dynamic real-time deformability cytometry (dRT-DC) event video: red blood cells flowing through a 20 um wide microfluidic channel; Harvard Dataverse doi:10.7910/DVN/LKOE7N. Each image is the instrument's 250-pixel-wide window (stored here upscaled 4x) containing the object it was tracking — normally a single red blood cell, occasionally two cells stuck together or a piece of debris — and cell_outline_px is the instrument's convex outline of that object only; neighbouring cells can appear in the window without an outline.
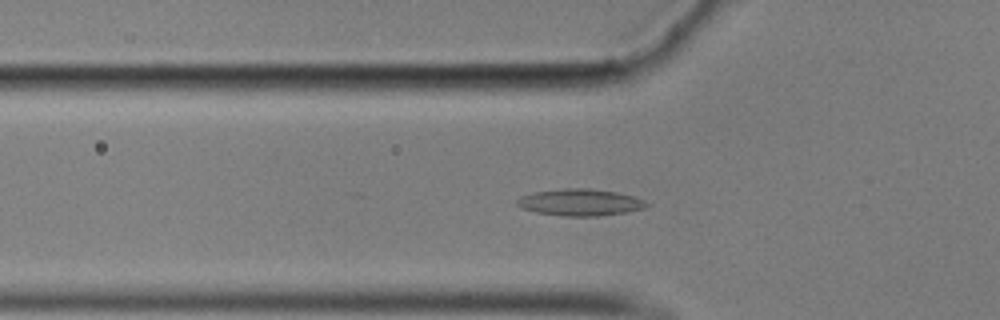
{"species": "common noctule bat (a hibernating species)", "species_latin": "Nyctalus noctula", "temperature_condition": "cold", "stored_images_in_passage": 58, "camera_frame_rate_fps": 3000, "um_per_image_px": 0.085, "animal": {"sex": "male", "body_mass_g": 17.9}, "frame": {"image": 1, "passage_image": 20, "time_ms": 6.333, "image_size_px": [1000, 320], "cell_outline_px": [[652, 204], [644, 208], [628, 212], [600, 216], [560, 216], [536, 212], [520, 208], [516, 204], [516, 200], [520, 196], [536, 192], [564, 188], [588, 188], [616, 192], [636, 196]], "centroid_in_image_um": [49.34, 17.2], "position_along_channel_um": 76.5, "area_um2": 20.46}}
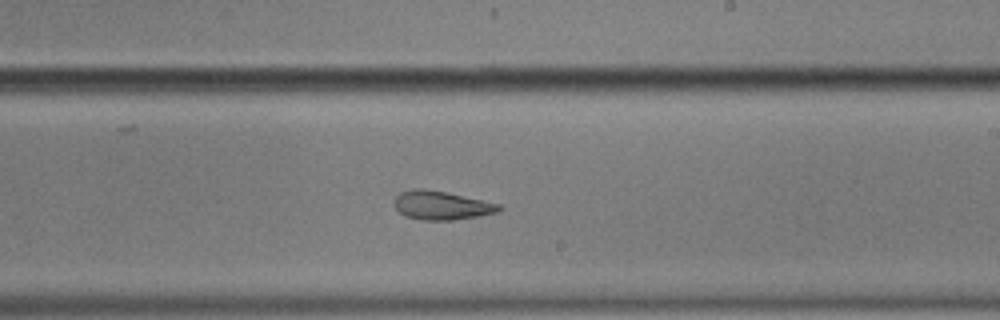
{"frame": {"image": 2, "passage_image": 35, "time_ms": 11.333, "image_size_px": [1000, 320], "cell_outline_px": [[504, 208], [500, 212], [480, 216], [452, 220], [420, 220], [404, 216], [392, 204], [392, 200], [400, 192], [412, 188], [424, 188], [444, 192], [500, 204]], "centroid_in_image_um": [37.5, 17.46], "position_along_channel_um": 251.5, "area_um2": 17.74}}
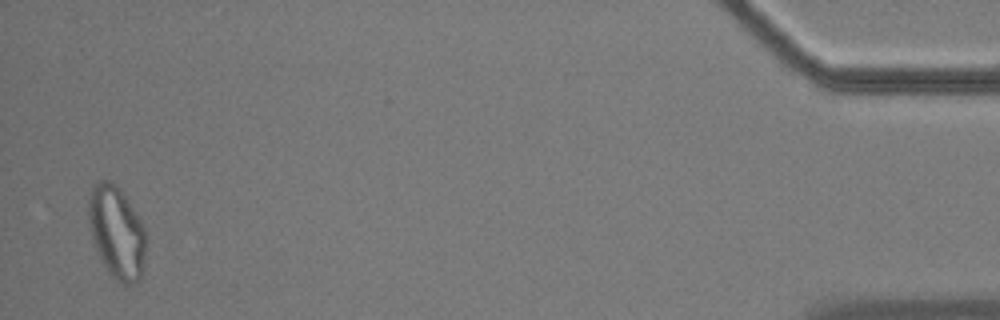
{"frame": {"image": 3, "passage_image": 57, "time_ms": 18.667, "image_size_px": [1000, 320], "cell_outline_px": [[148, 232], [144, 260], [140, 276], [136, 284], [120, 284], [112, 276], [104, 264], [92, 240], [88, 220], [88, 196], [92, 188], [100, 180], [112, 180], [116, 184]], "centroid_in_image_um": [9.92, 19.75], "position_along_channel_um": 425.3, "area_um2": 30.92}, "authors_computed_cell_mechanics": {"area_um2": 18.9584, "velocity_mm_per_s": 3.4796, "shape_relaxation_time_tau1_ms": null, "shape_relaxation_time_tau2_ms": 3.2502, "deformation_change_tau1": null, "deformation_change_tau2": 0.117}}